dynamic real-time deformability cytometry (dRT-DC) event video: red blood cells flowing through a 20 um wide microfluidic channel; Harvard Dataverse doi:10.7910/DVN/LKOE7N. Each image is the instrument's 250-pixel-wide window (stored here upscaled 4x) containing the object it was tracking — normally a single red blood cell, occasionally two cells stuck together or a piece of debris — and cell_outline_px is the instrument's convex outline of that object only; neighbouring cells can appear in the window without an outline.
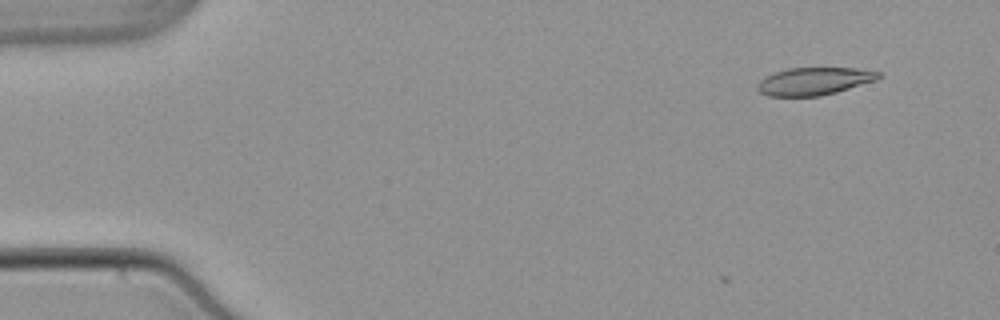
{"species": "common noctule bat (a hibernating species)", "species_latin": "Nyctalus noctula", "temperature_condition": "warm", "stored_images_in_passage": 7, "camera_frame_rate_fps": 3000, "um_per_image_px": 0.085, "animal": {"sex": "male", "body_mass_g": 21.5, "forearm_length_mm": 52.0}, "frame": {"image": 1, "passage_image": 1, "time_ms": 0.0, "image_size_px": [1000, 320], "cell_outline_px": [[880, 76], [876, 80], [836, 92], [820, 96], [768, 96], [760, 92], [756, 88], [760, 80], [776, 72], [788, 68], [856, 68], [880, 72]], "centroid_in_image_um": [69.2, 6.9], "position_along_channel_um": 15.8, "area_um2": 19.25}}